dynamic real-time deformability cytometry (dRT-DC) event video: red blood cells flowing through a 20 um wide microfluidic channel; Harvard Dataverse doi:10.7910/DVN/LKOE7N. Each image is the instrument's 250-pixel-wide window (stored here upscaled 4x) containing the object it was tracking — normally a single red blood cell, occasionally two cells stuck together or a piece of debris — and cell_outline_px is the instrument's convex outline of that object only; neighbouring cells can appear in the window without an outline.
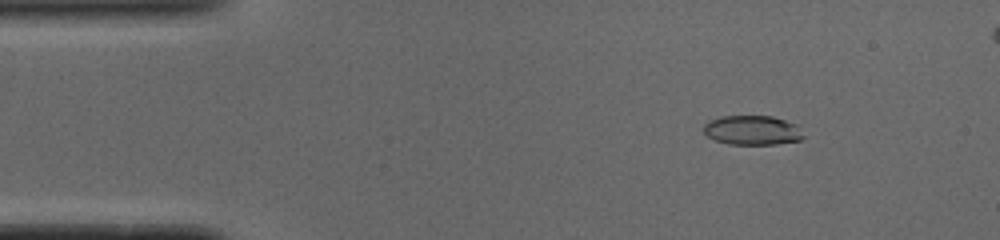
{"species": "common noctule bat (a hibernating species)", "species_latin": "Nyctalus noctula", "temperature_condition": "cold", "stored_images_in_passage": 49, "camera_frame_rate_fps": 3000, "um_per_image_px": 0.085, "animal": {"sex": "male", "body_mass_g": 19.0, "forearm_length_mm": 50.8}, "frame": {"image": 1, "passage_image": 7, "time_ms": 2.0, "image_size_px": [1000, 240], "cell_outline_px": [[804, 136], [800, 140], [776, 144], [728, 144], [712, 140], [704, 132], [704, 124], [708, 120], [720, 116], [772, 116], [800, 124]], "centroid_in_image_um": [63.97, 11.06], "position_along_channel_um": 21.0, "area_um2": 17.46}}
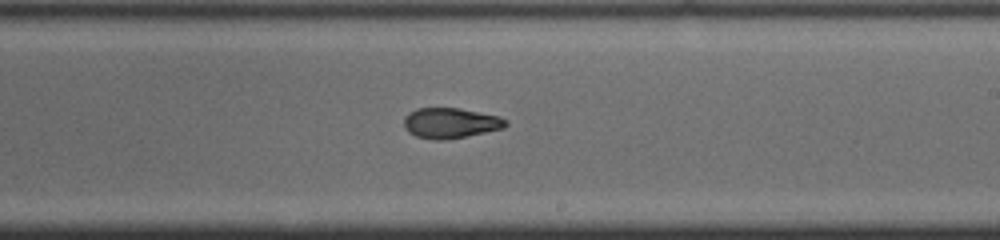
{"frame": {"image": 2, "passage_image": 30, "time_ms": 9.667, "image_size_px": [1000, 240], "cell_outline_px": [[508, 124], [504, 128], [444, 140], [436, 140], [416, 136], [408, 132], [404, 128], [404, 120], [408, 112], [416, 108], [460, 108], [500, 116], [508, 120]], "centroid_in_image_um": [38.29, 10.44], "position_along_channel_um": 250.7, "area_um2": 18.03}}
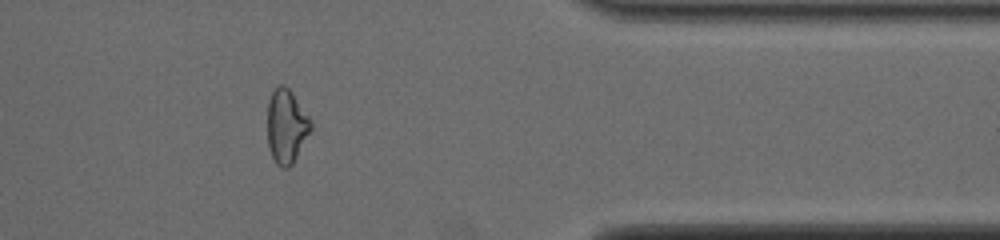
{"frame": {"image": 3, "passage_image": 42, "time_ms": 13.667, "image_size_px": [1000, 240], "cell_outline_px": [[312, 128], [292, 164], [288, 168], [284, 168], [276, 164], [272, 156], [268, 144], [268, 100], [272, 92], [280, 84], [284, 84], [292, 92], [312, 120]], "centroid_in_image_um": [24.35, 10.71], "position_along_channel_um": 387.0, "area_um2": 18.61}}